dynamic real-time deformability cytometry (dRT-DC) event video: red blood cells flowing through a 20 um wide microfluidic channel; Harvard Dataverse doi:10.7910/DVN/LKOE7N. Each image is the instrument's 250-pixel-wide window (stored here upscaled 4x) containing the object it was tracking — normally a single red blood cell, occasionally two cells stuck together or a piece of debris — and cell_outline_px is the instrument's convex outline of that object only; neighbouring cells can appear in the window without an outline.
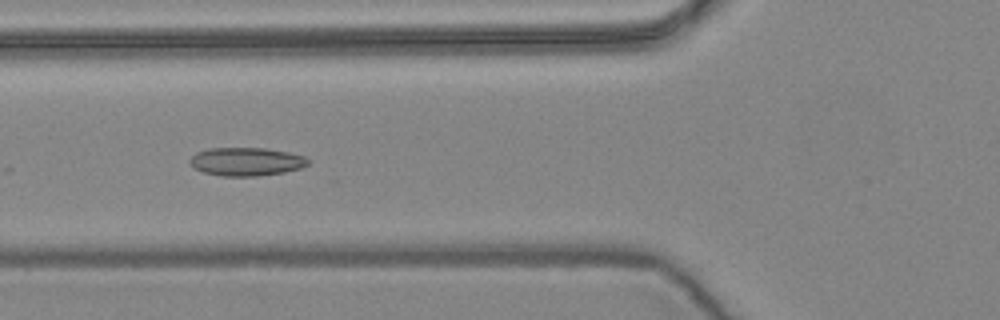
{"species": "common noctule bat (a hibernating species)", "species_latin": "Nyctalus noctula", "temperature_condition": "warm", "stored_images_in_passage": 24, "camera_frame_rate_fps": 3000, "um_per_image_px": 0.085, "animal": {"sex": "female", "body_mass_g": 24.6, "forearm_length_mm": 56.2}, "frame": {"image": 1, "passage_image": 20, "time_ms": 6.333, "image_size_px": [1000, 320], "cell_outline_px": [[312, 160], [308, 164], [300, 168], [284, 172], [256, 176], [220, 176], [204, 172], [196, 168], [188, 160], [196, 152], [208, 148], [264, 148], [288, 152], [304, 156]], "centroid_in_image_um": [20.95, 13.73], "position_along_channel_um": 104.9, "area_um2": 19.48}}
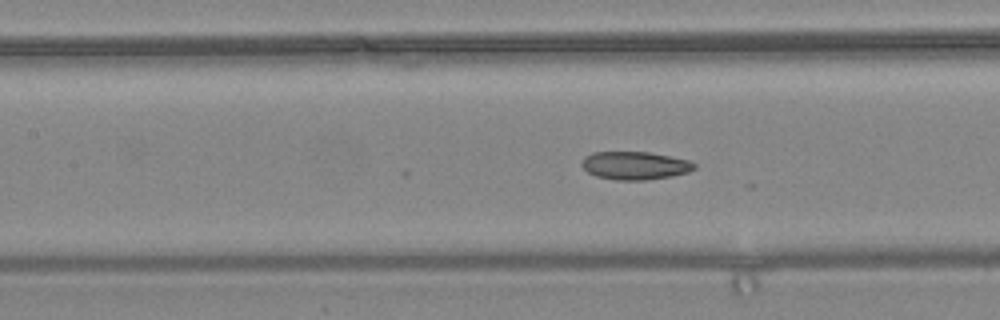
{"frame": {"image": 2, "passage_image": 24, "time_ms": 7.667, "image_size_px": [1000, 320], "cell_outline_px": [[696, 168], [688, 172], [672, 176], [648, 180], [616, 180], [596, 176], [588, 172], [580, 164], [584, 156], [592, 152], [648, 152], [688, 160], [696, 164]], "centroid_in_image_um": [53.95, 14.07], "position_along_channel_um": 153.5, "area_um2": 18.44}}